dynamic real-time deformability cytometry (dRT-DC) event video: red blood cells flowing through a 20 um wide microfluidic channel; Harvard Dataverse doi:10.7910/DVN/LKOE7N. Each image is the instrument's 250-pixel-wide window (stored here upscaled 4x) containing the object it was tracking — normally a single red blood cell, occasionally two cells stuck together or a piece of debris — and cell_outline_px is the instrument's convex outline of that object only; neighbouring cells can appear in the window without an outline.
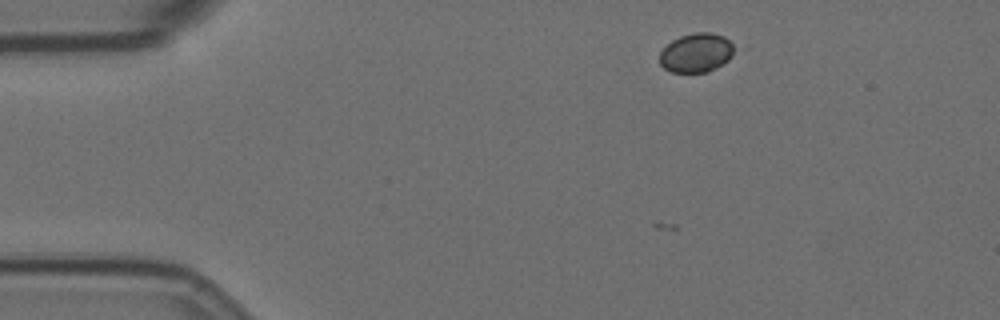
{"species": "Egyptian fruit bat (a non-hibernating species)", "species_latin": "Rousettus aegyptiacus", "temperature_condition": "room temperature", "stored_images_in_passage": 14, "camera_frame_rate_fps": 3000, "um_per_image_px": 0.085, "animal": {"sex": "female"}, "frame": {"image": 1, "passage_image": 5, "time_ms": 1.333, "image_size_px": [1000, 320], "cell_outline_px": [[732, 56], [728, 60], [716, 68], [708, 72], [672, 72], [664, 68], [660, 64], [660, 52], [672, 40], [680, 36], [696, 32], [708, 32], [724, 36], [732, 44]], "centroid_in_image_um": [59.17, 4.49], "position_along_channel_um": 25.8, "area_um2": 16.82}}
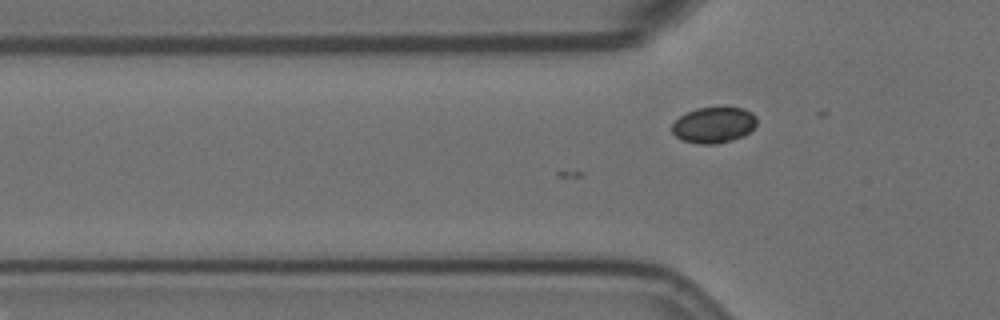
{"frame": {"image": 2, "passage_image": 14, "time_ms": 4.333, "image_size_px": [1000, 320], "cell_outline_px": [[756, 124], [744, 136], [732, 140], [716, 144], [700, 144], [680, 140], [672, 132], [672, 124], [680, 116], [696, 108], [744, 108], [752, 112], [756, 116]], "centroid_in_image_um": [60.66, 10.63], "position_along_channel_um": 65.1, "area_um2": 17.69}}